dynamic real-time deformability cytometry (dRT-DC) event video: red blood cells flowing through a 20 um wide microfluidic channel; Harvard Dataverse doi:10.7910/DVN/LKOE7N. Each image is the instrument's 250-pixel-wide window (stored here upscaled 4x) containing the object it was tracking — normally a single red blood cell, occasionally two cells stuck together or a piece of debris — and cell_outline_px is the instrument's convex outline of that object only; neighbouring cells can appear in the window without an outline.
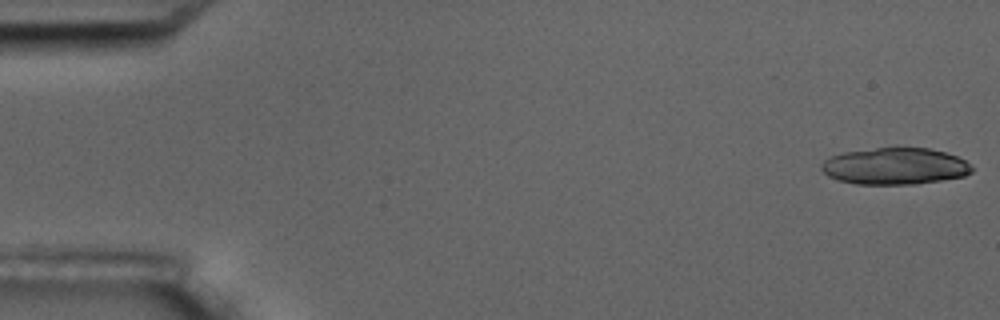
{"species": "common noctule bat (a hibernating species)", "species_latin": "Nyctalus noctula", "temperature_condition": "room temperature", "stored_images_in_passage": 6, "camera_frame_rate_fps": 3000, "um_per_image_px": 0.085, "animal": {"sex": "male", "body_mass_g": 17.5, "forearm_length_mm": 52.3}, "frame": {"image": 1, "passage_image": 1, "time_ms": 0.0, "image_size_px": [1000, 320], "cell_outline_px": [[972, 172], [964, 176], [916, 184], [856, 184], [840, 180], [828, 176], [820, 168], [820, 164], [824, 160], [832, 156], [844, 152], [892, 144], [896, 144], [928, 148], [944, 152], [956, 156], [964, 160], [972, 168]], "centroid_in_image_um": [76.04, 14.08], "position_along_channel_um": 9.0, "area_um2": 32.95}}